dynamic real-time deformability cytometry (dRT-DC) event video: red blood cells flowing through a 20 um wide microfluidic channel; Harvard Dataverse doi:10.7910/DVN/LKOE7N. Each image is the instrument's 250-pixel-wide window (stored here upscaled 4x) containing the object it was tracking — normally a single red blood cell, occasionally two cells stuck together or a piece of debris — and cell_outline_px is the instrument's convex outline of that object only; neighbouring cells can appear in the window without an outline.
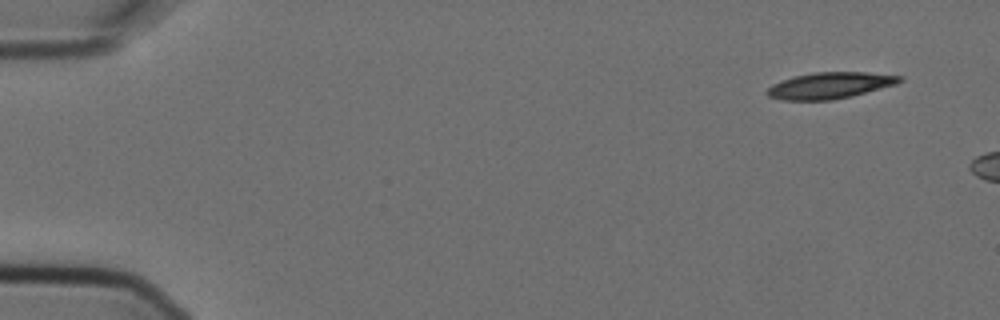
{"species": "Egyptian fruit bat (a non-hibernating species)", "species_latin": "Rousettus aegyptiacus", "temperature_condition": "cold", "stored_images_in_passage": 3, "camera_frame_rate_fps": 3000, "um_per_image_px": 0.085, "animal": {"sex": "female"}, "frame": {"image": 1, "passage_image": 1, "time_ms": 0.0, "image_size_px": [1000, 320], "cell_outline_px": [[904, 80], [896, 84], [852, 96], [832, 100], [780, 100], [768, 96], [764, 92], [772, 84], [792, 76], [812, 72], [868, 72], [904, 76]], "centroid_in_image_um": [70.53, 7.26], "position_along_channel_um": 14.5, "area_um2": 20.58}}